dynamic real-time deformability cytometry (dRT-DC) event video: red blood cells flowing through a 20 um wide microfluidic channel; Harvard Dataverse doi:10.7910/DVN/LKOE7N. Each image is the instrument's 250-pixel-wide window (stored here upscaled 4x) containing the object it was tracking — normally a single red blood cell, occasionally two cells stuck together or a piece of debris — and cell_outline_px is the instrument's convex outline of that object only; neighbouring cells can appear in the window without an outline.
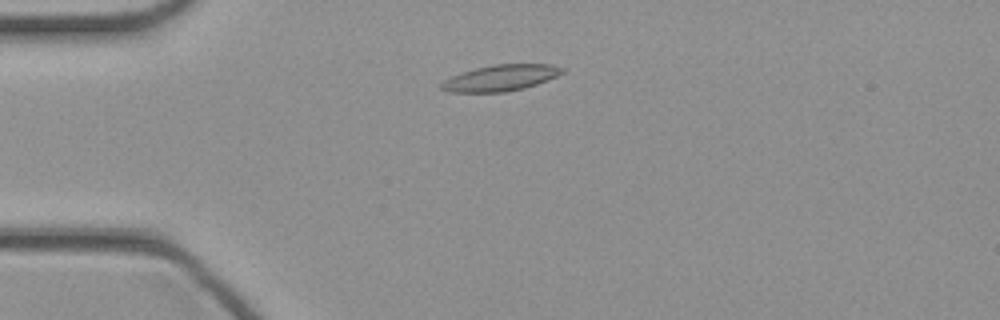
{"species": "common noctule bat (a hibernating species)", "species_latin": "Nyctalus noctula", "temperature_condition": "cold", "stored_images_in_passage": 38, "camera_frame_rate_fps": 3000, "um_per_image_px": 0.085, "animal": {"sex": "female", "body_mass_g": 21.9}, "frame": {"image": 1, "passage_image": 4, "time_ms": 1.0, "image_size_px": [1000, 320], "cell_outline_px": [[564, 72], [548, 80], [524, 88], [504, 92], [448, 92], [440, 88], [440, 84], [444, 80], [452, 76], [476, 68], [492, 64], [552, 64], [564, 68]], "centroid_in_image_um": [42.56, 6.62], "position_along_channel_um": 42.4, "area_um2": 18.32}}
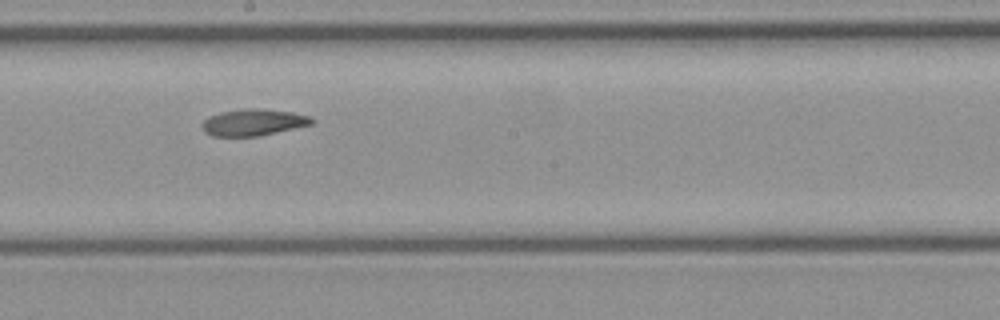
{"frame": {"image": 2, "passage_image": 18, "time_ms": 5.667, "image_size_px": [1000, 320], "cell_outline_px": [[316, 120], [312, 124], [276, 132], [256, 136], [212, 136], [204, 132], [200, 124], [208, 116], [220, 112], [244, 108], [256, 108], [292, 112], [312, 116]], "centroid_in_image_um": [21.51, 10.39], "position_along_channel_um": 226.7, "area_um2": 17.11}}
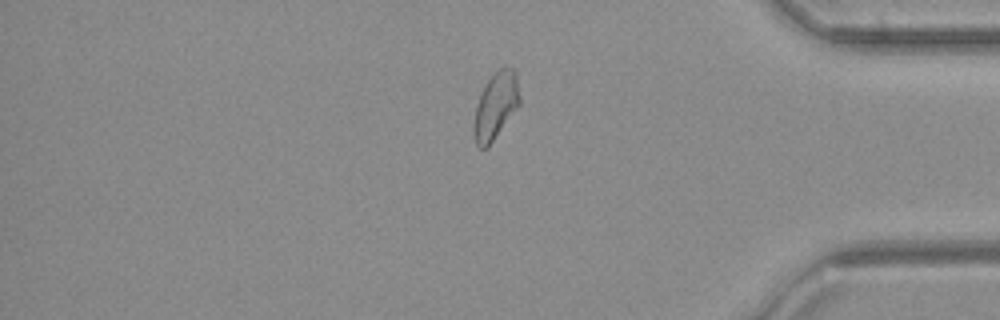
{"frame": {"image": 3, "passage_image": 31, "time_ms": 10.0, "image_size_px": [1000, 320], "cell_outline_px": [[520, 104], [488, 148], [480, 148], [476, 144], [472, 136], [472, 124], [476, 104], [480, 92], [484, 84], [500, 68], [512, 68], [516, 72], [520, 96]], "centroid_in_image_um": [42.1, 9.04], "position_along_channel_um": 393.1, "area_um2": 18.15}}